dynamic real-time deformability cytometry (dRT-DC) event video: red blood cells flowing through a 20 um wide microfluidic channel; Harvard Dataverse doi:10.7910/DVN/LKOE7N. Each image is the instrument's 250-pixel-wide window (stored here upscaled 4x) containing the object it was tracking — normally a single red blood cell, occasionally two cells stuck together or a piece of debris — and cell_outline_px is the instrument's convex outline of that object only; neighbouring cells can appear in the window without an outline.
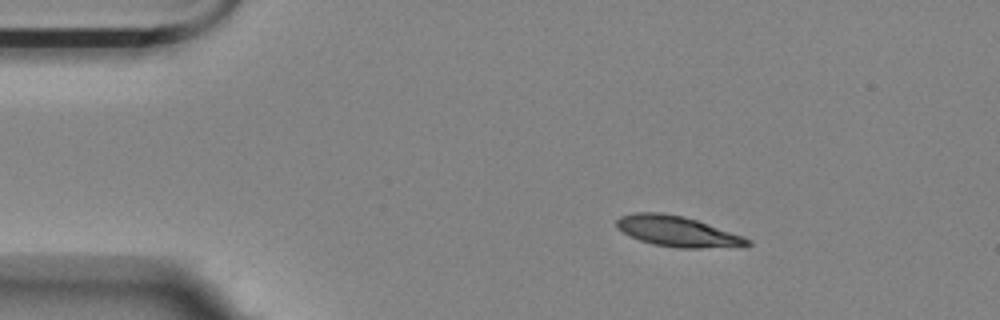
{"species": "Egyptian fruit bat (a non-hibernating species)", "species_latin": "Rousettus aegyptiacus", "temperature_condition": "room temperature", "stored_images_in_passage": 23, "camera_frame_rate_fps": 3000, "um_per_image_px": 0.085, "animal": {"sex": "female"}, "frame": {"image": 1, "passage_image": 1, "time_ms": 0.0, "image_size_px": [1000, 320], "cell_outline_px": [[752, 244], [700, 248], [676, 248], [652, 244], [640, 240], [616, 228], [616, 220], [620, 216], [636, 212], [660, 212], [684, 216], [696, 220], [752, 240]], "centroid_in_image_um": [57.49, 19.65], "position_along_channel_um": 27.5, "area_um2": 22.77}}
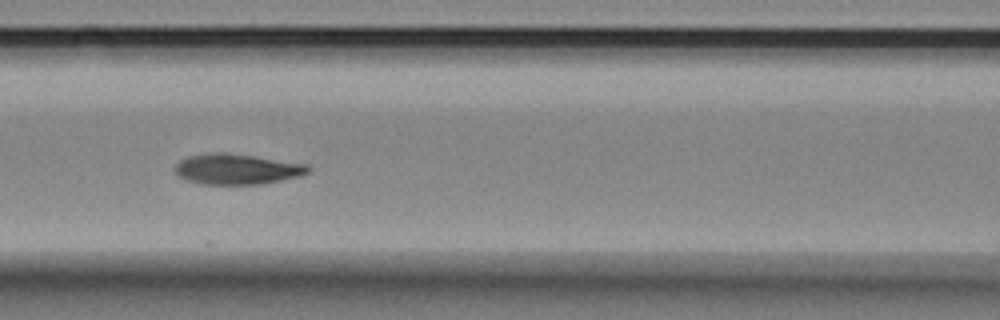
{"frame": {"image": 2, "passage_image": 16, "time_ms": 5.0, "image_size_px": [1000, 320], "cell_outline_px": [[312, 168], [308, 172], [300, 176], [260, 184], [204, 184], [188, 180], [180, 176], [176, 172], [176, 164], [180, 160], [188, 156], [216, 152], [228, 152], [308, 164]], "centroid_in_image_um": [20.18, 14.36], "position_along_channel_um": 146.4, "area_um2": 23.52}}
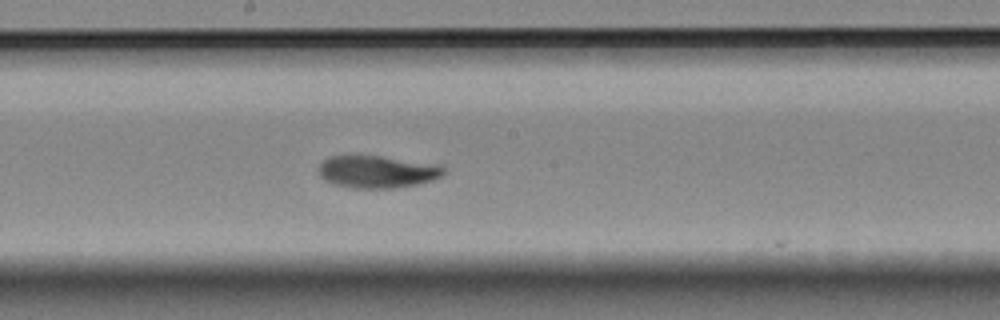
{"frame": {"image": 3, "passage_image": 22, "time_ms": 7.0, "image_size_px": [1000, 320], "cell_outline_px": [[444, 176], [432, 180], [416, 184], [392, 188], [356, 188], [332, 184], [324, 180], [320, 176], [320, 164], [324, 160], [332, 156], [380, 156], [440, 164], [444, 168]], "centroid_in_image_um": [32.1, 14.6], "position_along_channel_um": 216.1, "area_um2": 23.47}}